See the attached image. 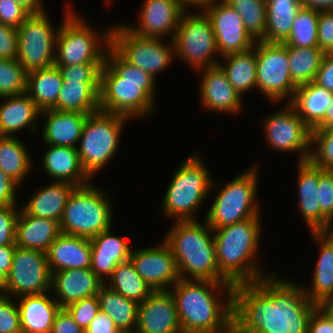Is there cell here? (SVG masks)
Here are the masks:
<instances>
[{"label":"cell","mask_w":333,"mask_h":333,"mask_svg":"<svg viewBox=\"0 0 333 333\" xmlns=\"http://www.w3.org/2000/svg\"><path fill=\"white\" fill-rule=\"evenodd\" d=\"M256 89L270 102H290L297 86L289 71V58L284 43L256 41Z\"/></svg>","instance_id":"4fadbf2b"},{"label":"cell","mask_w":333,"mask_h":333,"mask_svg":"<svg viewBox=\"0 0 333 333\" xmlns=\"http://www.w3.org/2000/svg\"><path fill=\"white\" fill-rule=\"evenodd\" d=\"M309 146L307 161L323 170L333 171V127L312 129Z\"/></svg>","instance_id":"ee69618b"},{"label":"cell","mask_w":333,"mask_h":333,"mask_svg":"<svg viewBox=\"0 0 333 333\" xmlns=\"http://www.w3.org/2000/svg\"><path fill=\"white\" fill-rule=\"evenodd\" d=\"M118 328L115 326L113 319L102 310H99L85 329V333H117Z\"/></svg>","instance_id":"680465c9"},{"label":"cell","mask_w":333,"mask_h":333,"mask_svg":"<svg viewBox=\"0 0 333 333\" xmlns=\"http://www.w3.org/2000/svg\"><path fill=\"white\" fill-rule=\"evenodd\" d=\"M333 92L311 83L298 86L292 100L289 102L298 116L312 130L323 118L330 105Z\"/></svg>","instance_id":"836d02e7"},{"label":"cell","mask_w":333,"mask_h":333,"mask_svg":"<svg viewBox=\"0 0 333 333\" xmlns=\"http://www.w3.org/2000/svg\"><path fill=\"white\" fill-rule=\"evenodd\" d=\"M22 141L16 136H0V170L19 186L29 176L33 161Z\"/></svg>","instance_id":"74e56055"},{"label":"cell","mask_w":333,"mask_h":333,"mask_svg":"<svg viewBox=\"0 0 333 333\" xmlns=\"http://www.w3.org/2000/svg\"><path fill=\"white\" fill-rule=\"evenodd\" d=\"M17 3L21 4L30 13H41L45 12L43 6V0H15Z\"/></svg>","instance_id":"e7e4bbea"},{"label":"cell","mask_w":333,"mask_h":333,"mask_svg":"<svg viewBox=\"0 0 333 333\" xmlns=\"http://www.w3.org/2000/svg\"><path fill=\"white\" fill-rule=\"evenodd\" d=\"M65 309L71 314L73 320L85 331L100 310L99 300L97 295L85 297L80 301L69 304Z\"/></svg>","instance_id":"c3c4849f"},{"label":"cell","mask_w":333,"mask_h":333,"mask_svg":"<svg viewBox=\"0 0 333 333\" xmlns=\"http://www.w3.org/2000/svg\"><path fill=\"white\" fill-rule=\"evenodd\" d=\"M0 295V333H22L17 301Z\"/></svg>","instance_id":"681fc988"},{"label":"cell","mask_w":333,"mask_h":333,"mask_svg":"<svg viewBox=\"0 0 333 333\" xmlns=\"http://www.w3.org/2000/svg\"><path fill=\"white\" fill-rule=\"evenodd\" d=\"M19 207L0 206V246L16 245V222Z\"/></svg>","instance_id":"f907efd6"},{"label":"cell","mask_w":333,"mask_h":333,"mask_svg":"<svg viewBox=\"0 0 333 333\" xmlns=\"http://www.w3.org/2000/svg\"><path fill=\"white\" fill-rule=\"evenodd\" d=\"M69 182L51 181L48 186L39 187L21 206L29 215L56 220L60 223L67 200L75 189Z\"/></svg>","instance_id":"1f68e13d"},{"label":"cell","mask_w":333,"mask_h":333,"mask_svg":"<svg viewBox=\"0 0 333 333\" xmlns=\"http://www.w3.org/2000/svg\"><path fill=\"white\" fill-rule=\"evenodd\" d=\"M311 235L320 254L313 269L311 285L303 287L309 300L320 305L333 299V237L325 232H311Z\"/></svg>","instance_id":"d4e9b609"},{"label":"cell","mask_w":333,"mask_h":333,"mask_svg":"<svg viewBox=\"0 0 333 333\" xmlns=\"http://www.w3.org/2000/svg\"><path fill=\"white\" fill-rule=\"evenodd\" d=\"M28 72L17 59L0 58V98L26 93Z\"/></svg>","instance_id":"f6af8a7d"},{"label":"cell","mask_w":333,"mask_h":333,"mask_svg":"<svg viewBox=\"0 0 333 333\" xmlns=\"http://www.w3.org/2000/svg\"><path fill=\"white\" fill-rule=\"evenodd\" d=\"M104 63H80L58 67L64 82H100V70Z\"/></svg>","instance_id":"7dc6e473"},{"label":"cell","mask_w":333,"mask_h":333,"mask_svg":"<svg viewBox=\"0 0 333 333\" xmlns=\"http://www.w3.org/2000/svg\"><path fill=\"white\" fill-rule=\"evenodd\" d=\"M108 281L105 282V285L110 289L138 304L153 292L151 287L136 272L131 260L119 263Z\"/></svg>","instance_id":"ab89813d"},{"label":"cell","mask_w":333,"mask_h":333,"mask_svg":"<svg viewBox=\"0 0 333 333\" xmlns=\"http://www.w3.org/2000/svg\"><path fill=\"white\" fill-rule=\"evenodd\" d=\"M60 234V224L56 220L29 215L20 208L15 233L17 247L47 252Z\"/></svg>","instance_id":"83f0119b"},{"label":"cell","mask_w":333,"mask_h":333,"mask_svg":"<svg viewBox=\"0 0 333 333\" xmlns=\"http://www.w3.org/2000/svg\"><path fill=\"white\" fill-rule=\"evenodd\" d=\"M184 9L178 0H145L136 24H125L134 34L145 38L173 40Z\"/></svg>","instance_id":"d6986e66"},{"label":"cell","mask_w":333,"mask_h":333,"mask_svg":"<svg viewBox=\"0 0 333 333\" xmlns=\"http://www.w3.org/2000/svg\"><path fill=\"white\" fill-rule=\"evenodd\" d=\"M184 11H188V8H196V11H205L208 7L212 6L218 0H178ZM191 6V8H190ZM199 8V9H198Z\"/></svg>","instance_id":"6125c7cd"},{"label":"cell","mask_w":333,"mask_h":333,"mask_svg":"<svg viewBox=\"0 0 333 333\" xmlns=\"http://www.w3.org/2000/svg\"><path fill=\"white\" fill-rule=\"evenodd\" d=\"M258 163L222 184L218 194L203 218L211 229L238 223L249 218L261 217L258 193Z\"/></svg>","instance_id":"9c48e42d"},{"label":"cell","mask_w":333,"mask_h":333,"mask_svg":"<svg viewBox=\"0 0 333 333\" xmlns=\"http://www.w3.org/2000/svg\"><path fill=\"white\" fill-rule=\"evenodd\" d=\"M117 333H139L136 329H119Z\"/></svg>","instance_id":"2644e50d"},{"label":"cell","mask_w":333,"mask_h":333,"mask_svg":"<svg viewBox=\"0 0 333 333\" xmlns=\"http://www.w3.org/2000/svg\"><path fill=\"white\" fill-rule=\"evenodd\" d=\"M318 19V10L302 7L284 44L299 48L318 47Z\"/></svg>","instance_id":"b9f144b4"},{"label":"cell","mask_w":333,"mask_h":333,"mask_svg":"<svg viewBox=\"0 0 333 333\" xmlns=\"http://www.w3.org/2000/svg\"><path fill=\"white\" fill-rule=\"evenodd\" d=\"M45 119L42 140L45 144L77 148L88 114L48 109L40 111Z\"/></svg>","instance_id":"cb8c5ba5"},{"label":"cell","mask_w":333,"mask_h":333,"mask_svg":"<svg viewBox=\"0 0 333 333\" xmlns=\"http://www.w3.org/2000/svg\"><path fill=\"white\" fill-rule=\"evenodd\" d=\"M129 117L97 111L89 114L77 145L82 168L93 179L115 156Z\"/></svg>","instance_id":"30bf717a"},{"label":"cell","mask_w":333,"mask_h":333,"mask_svg":"<svg viewBox=\"0 0 333 333\" xmlns=\"http://www.w3.org/2000/svg\"><path fill=\"white\" fill-rule=\"evenodd\" d=\"M289 58V71L298 87L314 81L324 52L319 47L299 48L285 45Z\"/></svg>","instance_id":"60d3db41"},{"label":"cell","mask_w":333,"mask_h":333,"mask_svg":"<svg viewBox=\"0 0 333 333\" xmlns=\"http://www.w3.org/2000/svg\"><path fill=\"white\" fill-rule=\"evenodd\" d=\"M47 15V11L31 13L17 28V60L27 72L54 65L59 28H54Z\"/></svg>","instance_id":"5bb4252c"},{"label":"cell","mask_w":333,"mask_h":333,"mask_svg":"<svg viewBox=\"0 0 333 333\" xmlns=\"http://www.w3.org/2000/svg\"><path fill=\"white\" fill-rule=\"evenodd\" d=\"M263 133L268 146L275 151L297 153V162L307 161L311 129L288 102L281 110L265 117Z\"/></svg>","instance_id":"2e32d148"},{"label":"cell","mask_w":333,"mask_h":333,"mask_svg":"<svg viewBox=\"0 0 333 333\" xmlns=\"http://www.w3.org/2000/svg\"><path fill=\"white\" fill-rule=\"evenodd\" d=\"M233 289L228 282L179 279L169 290L182 332L233 333Z\"/></svg>","instance_id":"7a4b0ae2"},{"label":"cell","mask_w":333,"mask_h":333,"mask_svg":"<svg viewBox=\"0 0 333 333\" xmlns=\"http://www.w3.org/2000/svg\"><path fill=\"white\" fill-rule=\"evenodd\" d=\"M18 45L17 29L0 23V58L17 59Z\"/></svg>","instance_id":"db71d44e"},{"label":"cell","mask_w":333,"mask_h":333,"mask_svg":"<svg viewBox=\"0 0 333 333\" xmlns=\"http://www.w3.org/2000/svg\"><path fill=\"white\" fill-rule=\"evenodd\" d=\"M53 109L88 115L99 111L100 82H63Z\"/></svg>","instance_id":"d6a6232c"},{"label":"cell","mask_w":333,"mask_h":333,"mask_svg":"<svg viewBox=\"0 0 333 333\" xmlns=\"http://www.w3.org/2000/svg\"><path fill=\"white\" fill-rule=\"evenodd\" d=\"M260 220L254 217L212 229L220 275L233 286L269 276L256 261L262 233Z\"/></svg>","instance_id":"277c9868"},{"label":"cell","mask_w":333,"mask_h":333,"mask_svg":"<svg viewBox=\"0 0 333 333\" xmlns=\"http://www.w3.org/2000/svg\"><path fill=\"white\" fill-rule=\"evenodd\" d=\"M202 75L200 101L205 109L214 113L236 114L242 109L243 98L237 93L219 65L197 71Z\"/></svg>","instance_id":"44dd1931"},{"label":"cell","mask_w":333,"mask_h":333,"mask_svg":"<svg viewBox=\"0 0 333 333\" xmlns=\"http://www.w3.org/2000/svg\"><path fill=\"white\" fill-rule=\"evenodd\" d=\"M50 293L16 298L22 333H51L54 318L61 307L49 296Z\"/></svg>","instance_id":"f1b7e54d"},{"label":"cell","mask_w":333,"mask_h":333,"mask_svg":"<svg viewBox=\"0 0 333 333\" xmlns=\"http://www.w3.org/2000/svg\"><path fill=\"white\" fill-rule=\"evenodd\" d=\"M175 57L195 71L218 65L220 60L210 18L204 11H185L173 39ZM217 54V55H216Z\"/></svg>","instance_id":"8fae6325"},{"label":"cell","mask_w":333,"mask_h":333,"mask_svg":"<svg viewBox=\"0 0 333 333\" xmlns=\"http://www.w3.org/2000/svg\"><path fill=\"white\" fill-rule=\"evenodd\" d=\"M51 333H85L84 330L73 320L71 314L60 308L52 325Z\"/></svg>","instance_id":"6f0895ef"},{"label":"cell","mask_w":333,"mask_h":333,"mask_svg":"<svg viewBox=\"0 0 333 333\" xmlns=\"http://www.w3.org/2000/svg\"><path fill=\"white\" fill-rule=\"evenodd\" d=\"M91 252L89 238L61 233L46 252L50 271L90 268Z\"/></svg>","instance_id":"484cf974"},{"label":"cell","mask_w":333,"mask_h":333,"mask_svg":"<svg viewBox=\"0 0 333 333\" xmlns=\"http://www.w3.org/2000/svg\"><path fill=\"white\" fill-rule=\"evenodd\" d=\"M7 275L0 270V295L6 296Z\"/></svg>","instance_id":"a7ac6f4b"},{"label":"cell","mask_w":333,"mask_h":333,"mask_svg":"<svg viewBox=\"0 0 333 333\" xmlns=\"http://www.w3.org/2000/svg\"><path fill=\"white\" fill-rule=\"evenodd\" d=\"M18 187L20 186L14 180L0 170V206L17 207Z\"/></svg>","instance_id":"11a10c76"},{"label":"cell","mask_w":333,"mask_h":333,"mask_svg":"<svg viewBox=\"0 0 333 333\" xmlns=\"http://www.w3.org/2000/svg\"><path fill=\"white\" fill-rule=\"evenodd\" d=\"M308 333H333L332 321L319 308L311 315Z\"/></svg>","instance_id":"91938a15"},{"label":"cell","mask_w":333,"mask_h":333,"mask_svg":"<svg viewBox=\"0 0 333 333\" xmlns=\"http://www.w3.org/2000/svg\"><path fill=\"white\" fill-rule=\"evenodd\" d=\"M108 195L92 182L76 186L59 223L61 233L90 239L109 229L113 223V204Z\"/></svg>","instance_id":"ba28073f"},{"label":"cell","mask_w":333,"mask_h":333,"mask_svg":"<svg viewBox=\"0 0 333 333\" xmlns=\"http://www.w3.org/2000/svg\"><path fill=\"white\" fill-rule=\"evenodd\" d=\"M302 7V0H266V28L261 40L268 43H284Z\"/></svg>","instance_id":"e575fe53"},{"label":"cell","mask_w":333,"mask_h":333,"mask_svg":"<svg viewBox=\"0 0 333 333\" xmlns=\"http://www.w3.org/2000/svg\"><path fill=\"white\" fill-rule=\"evenodd\" d=\"M105 283L90 269H67L52 273L51 292L61 308L93 295Z\"/></svg>","instance_id":"7402d4cb"},{"label":"cell","mask_w":333,"mask_h":333,"mask_svg":"<svg viewBox=\"0 0 333 333\" xmlns=\"http://www.w3.org/2000/svg\"><path fill=\"white\" fill-rule=\"evenodd\" d=\"M112 227L90 238V269L105 283L119 263L130 260L131 246L122 236L112 234Z\"/></svg>","instance_id":"603a6c76"},{"label":"cell","mask_w":333,"mask_h":333,"mask_svg":"<svg viewBox=\"0 0 333 333\" xmlns=\"http://www.w3.org/2000/svg\"><path fill=\"white\" fill-rule=\"evenodd\" d=\"M318 308L332 321L333 324V303L326 302L318 305Z\"/></svg>","instance_id":"003e7915"},{"label":"cell","mask_w":333,"mask_h":333,"mask_svg":"<svg viewBox=\"0 0 333 333\" xmlns=\"http://www.w3.org/2000/svg\"><path fill=\"white\" fill-rule=\"evenodd\" d=\"M111 47L129 64L137 66L157 79L175 59L173 40L145 38L134 34L124 23L112 25Z\"/></svg>","instance_id":"7c38bea8"},{"label":"cell","mask_w":333,"mask_h":333,"mask_svg":"<svg viewBox=\"0 0 333 333\" xmlns=\"http://www.w3.org/2000/svg\"><path fill=\"white\" fill-rule=\"evenodd\" d=\"M204 12L212 23L217 51L221 58L254 47L256 41L245 30L242 17L224 0L216 1Z\"/></svg>","instance_id":"ac0fdd59"},{"label":"cell","mask_w":333,"mask_h":333,"mask_svg":"<svg viewBox=\"0 0 333 333\" xmlns=\"http://www.w3.org/2000/svg\"><path fill=\"white\" fill-rule=\"evenodd\" d=\"M55 42V66L80 63H105L111 46L112 26L93 30L72 7L66 9Z\"/></svg>","instance_id":"52a82bcc"},{"label":"cell","mask_w":333,"mask_h":333,"mask_svg":"<svg viewBox=\"0 0 333 333\" xmlns=\"http://www.w3.org/2000/svg\"><path fill=\"white\" fill-rule=\"evenodd\" d=\"M139 333H183L170 290L153 291L138 306Z\"/></svg>","instance_id":"ffe728a7"},{"label":"cell","mask_w":333,"mask_h":333,"mask_svg":"<svg viewBox=\"0 0 333 333\" xmlns=\"http://www.w3.org/2000/svg\"><path fill=\"white\" fill-rule=\"evenodd\" d=\"M216 187L218 182L212 178L201 156L198 153L187 156L170 180L161 203L162 213L175 221L198 220L197 210Z\"/></svg>","instance_id":"8992f818"},{"label":"cell","mask_w":333,"mask_h":333,"mask_svg":"<svg viewBox=\"0 0 333 333\" xmlns=\"http://www.w3.org/2000/svg\"><path fill=\"white\" fill-rule=\"evenodd\" d=\"M0 99H3L0 104V136H15L26 127L33 134L38 132L40 110L27 93Z\"/></svg>","instance_id":"f546056e"},{"label":"cell","mask_w":333,"mask_h":333,"mask_svg":"<svg viewBox=\"0 0 333 333\" xmlns=\"http://www.w3.org/2000/svg\"><path fill=\"white\" fill-rule=\"evenodd\" d=\"M42 167L52 181L69 182L83 186L92 180L82 168L77 148L46 144Z\"/></svg>","instance_id":"4316f807"},{"label":"cell","mask_w":333,"mask_h":333,"mask_svg":"<svg viewBox=\"0 0 333 333\" xmlns=\"http://www.w3.org/2000/svg\"><path fill=\"white\" fill-rule=\"evenodd\" d=\"M298 208L310 232H321L319 167L308 161L297 162Z\"/></svg>","instance_id":"4dcf8cb0"},{"label":"cell","mask_w":333,"mask_h":333,"mask_svg":"<svg viewBox=\"0 0 333 333\" xmlns=\"http://www.w3.org/2000/svg\"><path fill=\"white\" fill-rule=\"evenodd\" d=\"M212 234L205 220L174 221L164 241L172 250L180 279L227 282L217 266Z\"/></svg>","instance_id":"5b68a950"},{"label":"cell","mask_w":333,"mask_h":333,"mask_svg":"<svg viewBox=\"0 0 333 333\" xmlns=\"http://www.w3.org/2000/svg\"><path fill=\"white\" fill-rule=\"evenodd\" d=\"M324 232L333 237V218L329 221L328 227Z\"/></svg>","instance_id":"89a4df30"},{"label":"cell","mask_w":333,"mask_h":333,"mask_svg":"<svg viewBox=\"0 0 333 333\" xmlns=\"http://www.w3.org/2000/svg\"><path fill=\"white\" fill-rule=\"evenodd\" d=\"M100 310L107 313L118 329H136L139 304L103 285L97 293Z\"/></svg>","instance_id":"f35d334b"},{"label":"cell","mask_w":333,"mask_h":333,"mask_svg":"<svg viewBox=\"0 0 333 333\" xmlns=\"http://www.w3.org/2000/svg\"><path fill=\"white\" fill-rule=\"evenodd\" d=\"M51 280L46 252L16 247L7 276L6 296L16 299L51 292Z\"/></svg>","instance_id":"9a60e30c"},{"label":"cell","mask_w":333,"mask_h":333,"mask_svg":"<svg viewBox=\"0 0 333 333\" xmlns=\"http://www.w3.org/2000/svg\"><path fill=\"white\" fill-rule=\"evenodd\" d=\"M31 13L15 0H0V23L18 28Z\"/></svg>","instance_id":"816d5d0a"},{"label":"cell","mask_w":333,"mask_h":333,"mask_svg":"<svg viewBox=\"0 0 333 333\" xmlns=\"http://www.w3.org/2000/svg\"><path fill=\"white\" fill-rule=\"evenodd\" d=\"M313 82L333 92V52L324 54Z\"/></svg>","instance_id":"9f6ffc18"},{"label":"cell","mask_w":333,"mask_h":333,"mask_svg":"<svg viewBox=\"0 0 333 333\" xmlns=\"http://www.w3.org/2000/svg\"><path fill=\"white\" fill-rule=\"evenodd\" d=\"M156 79L126 62L111 46L100 70V110L131 120L153 115Z\"/></svg>","instance_id":"3957f363"},{"label":"cell","mask_w":333,"mask_h":333,"mask_svg":"<svg viewBox=\"0 0 333 333\" xmlns=\"http://www.w3.org/2000/svg\"><path fill=\"white\" fill-rule=\"evenodd\" d=\"M63 82L61 73L55 65L34 70L28 72L26 93L40 111L53 109Z\"/></svg>","instance_id":"8d00e7d4"},{"label":"cell","mask_w":333,"mask_h":333,"mask_svg":"<svg viewBox=\"0 0 333 333\" xmlns=\"http://www.w3.org/2000/svg\"><path fill=\"white\" fill-rule=\"evenodd\" d=\"M319 205L321 211V232H324L333 218V171L319 168Z\"/></svg>","instance_id":"bcb514c9"},{"label":"cell","mask_w":333,"mask_h":333,"mask_svg":"<svg viewBox=\"0 0 333 333\" xmlns=\"http://www.w3.org/2000/svg\"><path fill=\"white\" fill-rule=\"evenodd\" d=\"M223 57V63L218 65L225 72L228 81L237 93L243 98V95L256 88V42L251 49L227 54Z\"/></svg>","instance_id":"d590c367"},{"label":"cell","mask_w":333,"mask_h":333,"mask_svg":"<svg viewBox=\"0 0 333 333\" xmlns=\"http://www.w3.org/2000/svg\"><path fill=\"white\" fill-rule=\"evenodd\" d=\"M318 47L324 52H333V10L319 11Z\"/></svg>","instance_id":"f5cc1de1"},{"label":"cell","mask_w":333,"mask_h":333,"mask_svg":"<svg viewBox=\"0 0 333 333\" xmlns=\"http://www.w3.org/2000/svg\"><path fill=\"white\" fill-rule=\"evenodd\" d=\"M276 275L234 285L233 333H308L318 305L305 295L303 284Z\"/></svg>","instance_id":"6da1fadb"},{"label":"cell","mask_w":333,"mask_h":333,"mask_svg":"<svg viewBox=\"0 0 333 333\" xmlns=\"http://www.w3.org/2000/svg\"><path fill=\"white\" fill-rule=\"evenodd\" d=\"M130 260L153 291L169 290L180 279L172 250L163 239L156 247L132 249Z\"/></svg>","instance_id":"e0dca14e"},{"label":"cell","mask_w":333,"mask_h":333,"mask_svg":"<svg viewBox=\"0 0 333 333\" xmlns=\"http://www.w3.org/2000/svg\"><path fill=\"white\" fill-rule=\"evenodd\" d=\"M333 127V97L327 107L324 118L313 129H327Z\"/></svg>","instance_id":"03108f58"},{"label":"cell","mask_w":333,"mask_h":333,"mask_svg":"<svg viewBox=\"0 0 333 333\" xmlns=\"http://www.w3.org/2000/svg\"><path fill=\"white\" fill-rule=\"evenodd\" d=\"M302 5L318 11L333 10V0H302Z\"/></svg>","instance_id":"be15d7a7"},{"label":"cell","mask_w":333,"mask_h":333,"mask_svg":"<svg viewBox=\"0 0 333 333\" xmlns=\"http://www.w3.org/2000/svg\"><path fill=\"white\" fill-rule=\"evenodd\" d=\"M241 17L245 30L255 41L261 40L266 28L265 0H224Z\"/></svg>","instance_id":"7bdbcfd3"},{"label":"cell","mask_w":333,"mask_h":333,"mask_svg":"<svg viewBox=\"0 0 333 333\" xmlns=\"http://www.w3.org/2000/svg\"><path fill=\"white\" fill-rule=\"evenodd\" d=\"M16 245L0 246V270L7 276L12 267V260L16 250Z\"/></svg>","instance_id":"94428289"}]
</instances>
